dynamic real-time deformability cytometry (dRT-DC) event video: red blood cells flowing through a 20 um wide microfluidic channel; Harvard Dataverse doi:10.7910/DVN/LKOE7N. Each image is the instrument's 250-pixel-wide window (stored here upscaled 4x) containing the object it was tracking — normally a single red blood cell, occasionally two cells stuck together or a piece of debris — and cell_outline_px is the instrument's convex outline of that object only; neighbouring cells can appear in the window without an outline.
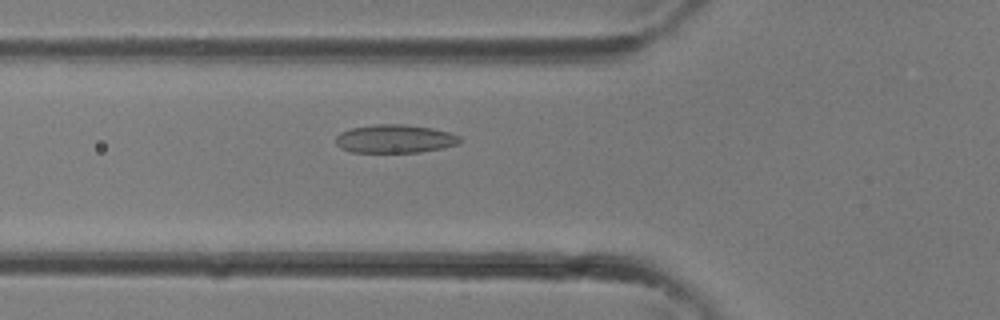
{"species": "common noctule bat (a hibernating species)", "species_latin": "Nyctalus noctula", "temperature_condition": "room temperature", "stored_images_in_passage": 33, "camera_frame_rate_fps": 3000, "um_per_image_px": 0.085, "animal": {"sex": "female"}, "frame": {"image": 1, "passage_image": 11, "time_ms": 3.333, "image_size_px": [1000, 320], "cell_outline_px": [[460, 140], [456, 144], [440, 148], [420, 152], [352, 152], [340, 148], [336, 144], [336, 136], [340, 132], [352, 128], [376, 124], [408, 124], [432, 128], [448, 132], [460, 136]], "centroid_in_image_um": [33.53, 11.79], "position_along_channel_um": 92.3, "area_um2": 20.4}}
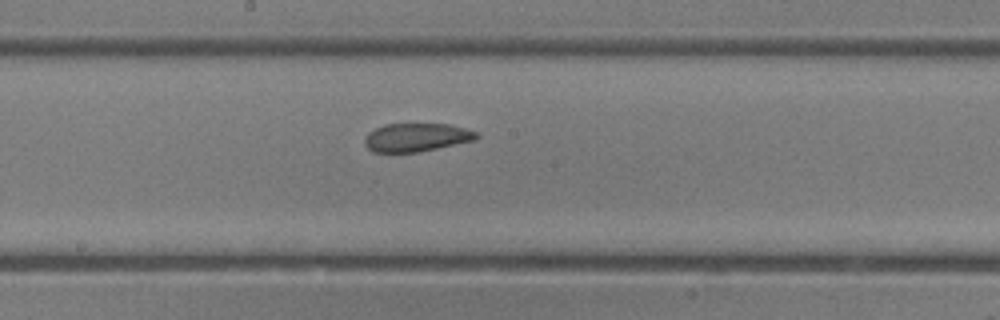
{"frame": {"image": 2, "passage_image": 17, "time_ms": 5.333, "image_size_px": [1000, 320], "cell_outline_px": [[480, 136], [476, 140], [416, 152], [372, 152], [364, 144], [364, 140], [368, 132], [384, 124], [448, 124], [464, 128], [476, 132]], "centroid_in_image_um": [35.38, 11.67], "position_along_channel_um": 212.8, "area_um2": 18.38}}
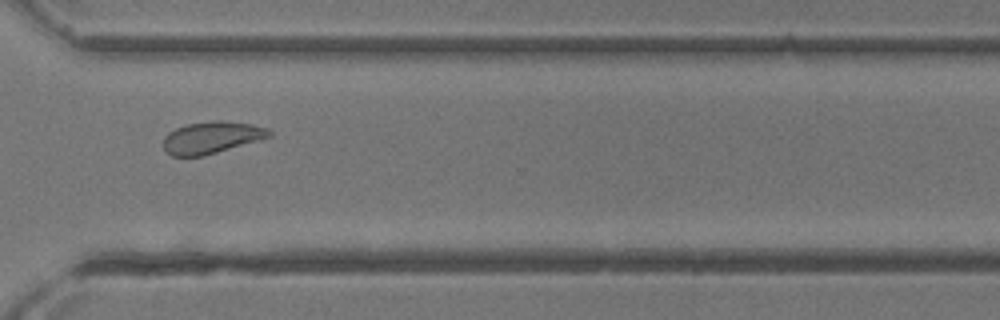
{"frame": {"image": 3, "passage_image": 24, "time_ms": 7.667, "image_size_px": [1000, 320], "cell_outline_px": [[272, 136], [260, 140], [204, 156], [172, 156], [164, 148], [164, 136], [168, 132], [184, 124], [212, 120], [224, 120], [252, 124], [268, 128], [272, 132]], "centroid_in_image_um": [18.01, 11.67], "position_along_channel_um": 352.6, "area_um2": 19.94}}